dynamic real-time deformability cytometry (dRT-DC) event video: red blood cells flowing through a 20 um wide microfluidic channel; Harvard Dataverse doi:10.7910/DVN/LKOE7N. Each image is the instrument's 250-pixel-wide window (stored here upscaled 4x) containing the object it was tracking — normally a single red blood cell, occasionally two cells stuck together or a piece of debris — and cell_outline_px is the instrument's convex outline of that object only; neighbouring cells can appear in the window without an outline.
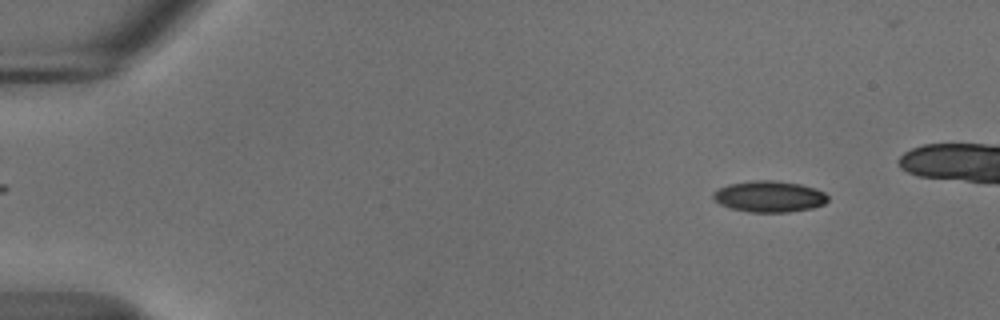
{"species": "common noctule bat (a hibernating species)", "species_latin": "Nyctalus noctula", "temperature_condition": "cold", "stored_images_in_passage": 44, "camera_frame_rate_fps": 3000, "um_per_image_px": 0.085, "animal": {"sex": "male", "body_mass_g": 18.8}, "frame": {"image": 1, "passage_image": 1, "time_ms": 0.0, "image_size_px": [1000, 320], "cell_outline_px": [[828, 200], [824, 204], [812, 208], [788, 212], [748, 212], [732, 208], [720, 204], [712, 196], [712, 192], [728, 184], [752, 180], [772, 180], [800, 184], [824, 192], [828, 196]], "centroid_in_image_um": [65.38, 16.7], "position_along_channel_um": 19.6, "area_um2": 20.75}}
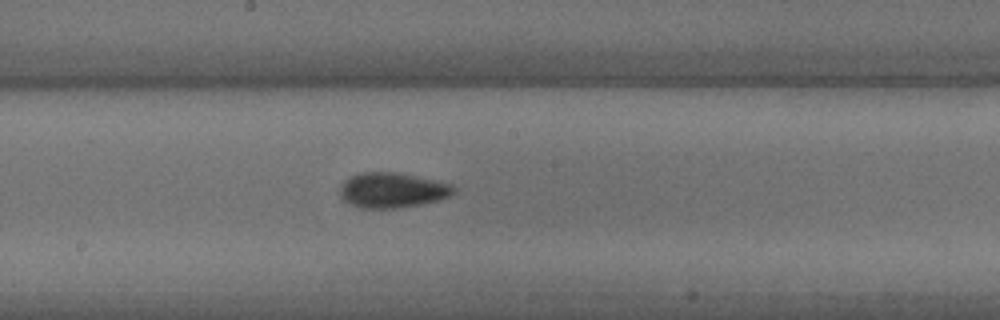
{"frame": {"image": 2, "passage_image": 25, "time_ms": 8.0, "image_size_px": [1000, 320], "cell_outline_px": [[456, 192], [440, 200], [400, 208], [360, 208], [348, 204], [340, 196], [340, 188], [344, 180], [360, 172], [396, 172], [452, 184], [456, 188]], "centroid_in_image_um": [33.33, 16.17], "position_along_channel_um": 214.9, "area_um2": 23.35}}
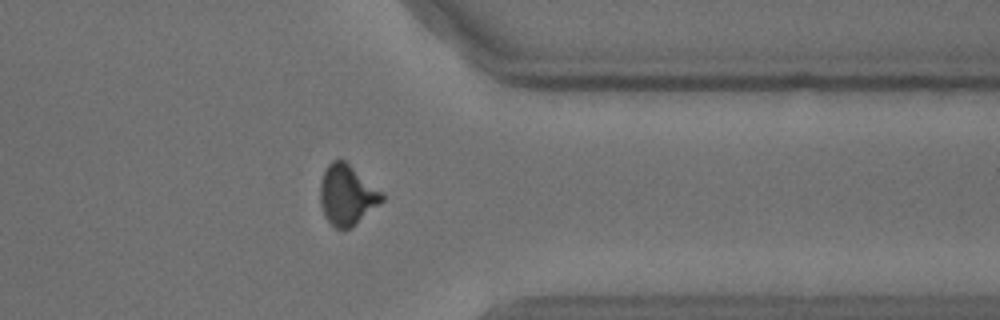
{"frame": {"image": 3, "passage_image": 39, "time_ms": 12.667, "image_size_px": [1000, 320], "cell_outline_px": [[384, 200], [356, 224], [348, 228], [336, 228], [324, 216], [320, 204], [320, 180], [328, 164], [332, 160], [344, 160], [384, 192]], "centroid_in_image_um": [29.5, 16.56], "position_along_channel_um": 381.9, "area_um2": 21.68}}